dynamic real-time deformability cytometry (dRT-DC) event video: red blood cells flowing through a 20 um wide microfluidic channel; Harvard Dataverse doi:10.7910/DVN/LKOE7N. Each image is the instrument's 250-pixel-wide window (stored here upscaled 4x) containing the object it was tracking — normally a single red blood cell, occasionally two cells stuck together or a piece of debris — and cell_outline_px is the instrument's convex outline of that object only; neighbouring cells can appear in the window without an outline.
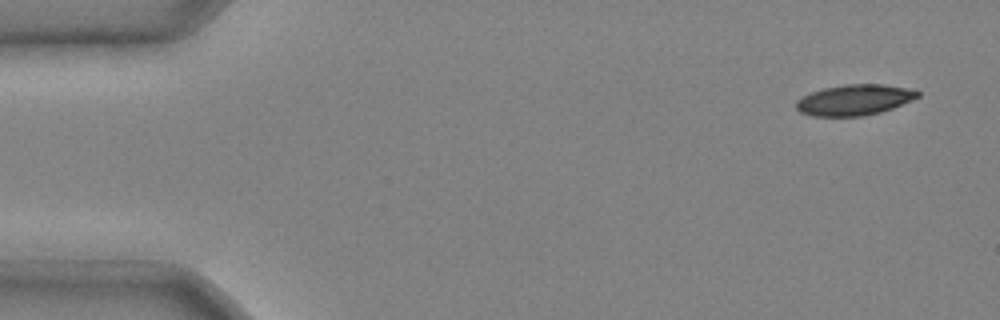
{"species": "common noctule bat (a hibernating species)", "species_latin": "Nyctalus noctula", "temperature_condition": "cold", "stored_images_in_passage": 4, "camera_frame_rate_fps": 3000, "um_per_image_px": 0.085, "animal": {"sex": "male", "body_mass_g": 20.4}, "frame": {"image": 1, "passage_image": 1, "time_ms": 0.0, "image_size_px": [1000, 320], "cell_outline_px": [[920, 96], [892, 108], [880, 112], [864, 116], [812, 116], [800, 112], [796, 108], [796, 100], [812, 92], [824, 88], [844, 84], [884, 84], [904, 88], [920, 92]], "centroid_in_image_um": [72.6, 8.49], "position_along_channel_um": 12.4, "area_um2": 21.56}}
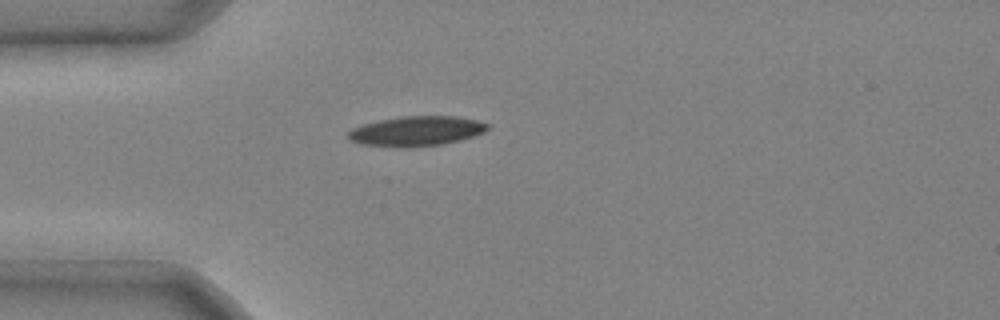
{"frame": {"image": 2, "passage_image": 4, "time_ms": 1.0, "image_size_px": [1000, 320], "cell_outline_px": [[488, 128], [484, 132], [460, 140], [444, 144], [408, 148], [400, 148], [360, 144], [348, 140], [348, 132], [352, 128], [364, 124], [380, 120], [404, 116], [456, 116], [476, 120], [488, 124]], "centroid_in_image_um": [35.36, 11.16], "position_along_channel_um": 49.6, "area_um2": 24.33}}